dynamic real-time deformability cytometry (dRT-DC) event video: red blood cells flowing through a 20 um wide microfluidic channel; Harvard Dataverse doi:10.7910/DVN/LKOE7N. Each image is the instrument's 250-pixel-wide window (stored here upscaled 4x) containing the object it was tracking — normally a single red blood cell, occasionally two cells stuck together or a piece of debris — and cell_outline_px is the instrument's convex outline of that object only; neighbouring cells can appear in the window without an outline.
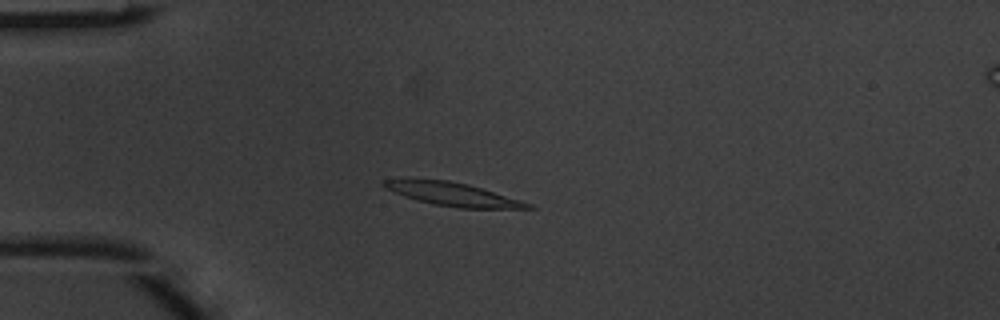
{"species": "common noctule bat (a hibernating species)", "species_latin": "Nyctalus noctula", "temperature_condition": "warm", "stored_images_in_passage": 5, "camera_frame_rate_fps": 3000, "um_per_image_px": 0.085, "animal": {"sex": "male", "body_mass_g": 20.1, "forearm_length_mm": 53.5}, "frame": {"image": 1, "passage_image": 5, "time_ms": 1.333, "image_size_px": [1000, 320], "cell_outline_px": [[536, 208], [460, 208], [432, 204], [416, 200], [392, 192], [384, 188], [380, 184], [384, 180], [448, 180], [468, 184], [520, 200], [532, 204]], "centroid_in_image_um": [38.47, 16.52], "position_along_channel_um": 46.5, "area_um2": 19.19}}